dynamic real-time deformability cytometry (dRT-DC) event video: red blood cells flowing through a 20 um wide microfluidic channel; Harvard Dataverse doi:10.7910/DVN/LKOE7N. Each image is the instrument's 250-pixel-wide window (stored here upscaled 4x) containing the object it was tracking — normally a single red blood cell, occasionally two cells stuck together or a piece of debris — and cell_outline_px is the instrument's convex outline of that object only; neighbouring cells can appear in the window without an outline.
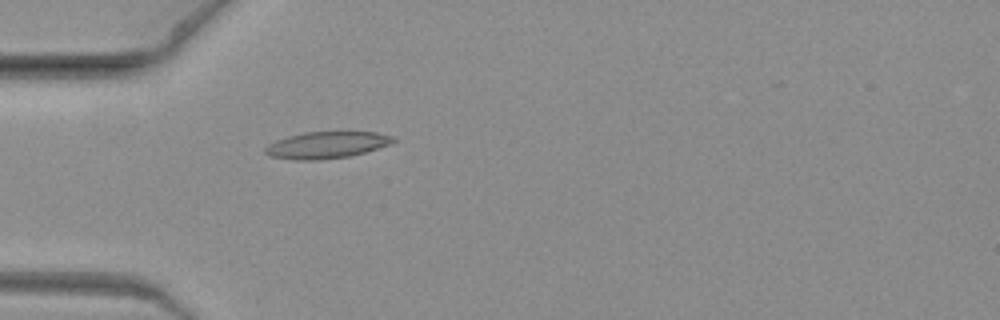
{"species": "common noctule bat (a hibernating species)", "species_latin": "Nyctalus noctula", "temperature_condition": "warm", "stored_images_in_passage": 1, "camera_frame_rate_fps": 3000, "um_per_image_px": 0.085, "animal": {"sex": "female", "body_mass_g": 19.3, "forearm_length_mm": 54.1}, "frame": {"image": 1, "passage_image": 1, "time_ms": 0.0, "image_size_px": [1000, 320], "cell_outline_px": [[396, 140], [392, 144], [364, 152], [348, 156], [320, 160], [292, 160], [268, 156], [264, 152], [264, 148], [268, 144], [276, 140], [288, 136], [304, 132], [376, 132], [396, 136]], "centroid_in_image_um": [27.76, 12.32], "position_along_channel_um": 57.2, "area_um2": 20.11}}